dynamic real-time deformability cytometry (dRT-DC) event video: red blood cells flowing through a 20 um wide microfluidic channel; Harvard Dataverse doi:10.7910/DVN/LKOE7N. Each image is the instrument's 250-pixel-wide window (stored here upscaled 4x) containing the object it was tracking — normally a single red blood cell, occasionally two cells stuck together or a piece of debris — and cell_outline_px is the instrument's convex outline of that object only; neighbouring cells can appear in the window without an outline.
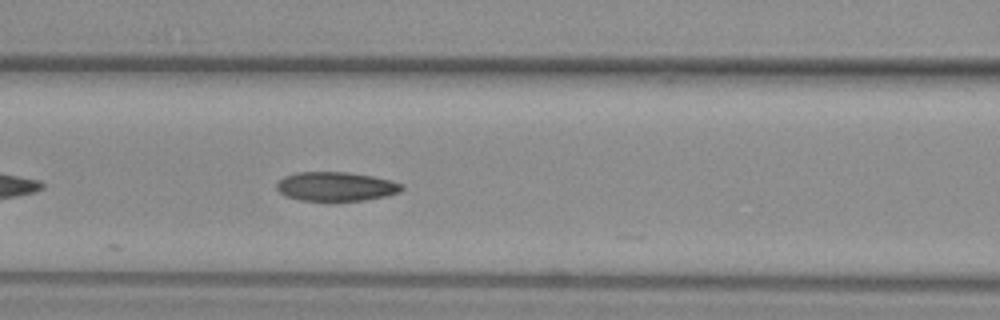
{"species": "common noctule bat (a hibernating species)", "species_latin": "Nyctalus noctula", "temperature_condition": "warm", "stored_images_in_passage": 33, "camera_frame_rate_fps": 3000, "um_per_image_px": 0.085, "animal": {"sex": "female", "body_mass_g": 29.2, "forearm_length_mm": 56.3}, "frame": {"image": 1, "passage_image": 9, "time_ms": 2.667, "image_size_px": [1000, 320], "cell_outline_px": [[404, 188], [400, 192], [388, 196], [364, 200], [336, 204], [332, 204], [300, 200], [284, 196], [276, 188], [276, 184], [284, 176], [296, 172], [348, 172], [372, 176], [404, 184]], "centroid_in_image_um": [28.55, 15.9], "position_along_channel_um": 138.1, "area_um2": 22.2}}
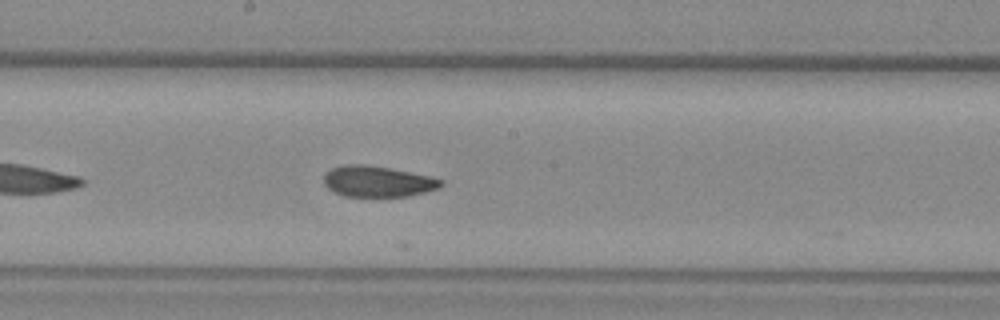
{"frame": {"image": 2, "passage_image": 15, "time_ms": 4.667, "image_size_px": [1000, 320], "cell_outline_px": [[444, 184], [440, 188], [408, 196], [344, 196], [332, 192], [324, 184], [324, 176], [332, 168], [344, 164], [364, 164], [392, 168], [432, 176], [444, 180]], "centroid_in_image_um": [32.13, 15.41], "position_along_channel_um": 216.1, "area_um2": 21.33}}
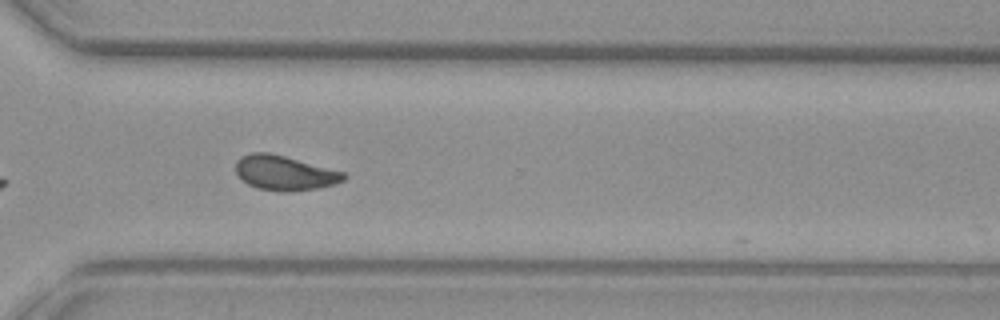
{"frame": {"image": 3, "passage_image": 25, "time_ms": 8.0, "image_size_px": [1000, 320], "cell_outline_px": [[348, 176], [344, 180], [336, 184], [316, 188], [288, 192], [280, 192], [256, 188], [240, 180], [236, 176], [236, 160], [240, 156], [252, 152], [268, 152], [284, 156], [344, 172]], "centroid_in_image_um": [24.14, 14.71], "position_along_channel_um": 346.5, "area_um2": 22.02}, "authors_computed_cell_mechanics": {"area_um2": 21.6172, "velocity_mm_per_s": 3.9111, "shape_relaxation_time_tau1_ms": 7.5228, "shape_relaxation_time_tau2_ms": 2.1669, "deformation_change_tau1": 0.1675, "deformation_change_tau2": 0.0782}}